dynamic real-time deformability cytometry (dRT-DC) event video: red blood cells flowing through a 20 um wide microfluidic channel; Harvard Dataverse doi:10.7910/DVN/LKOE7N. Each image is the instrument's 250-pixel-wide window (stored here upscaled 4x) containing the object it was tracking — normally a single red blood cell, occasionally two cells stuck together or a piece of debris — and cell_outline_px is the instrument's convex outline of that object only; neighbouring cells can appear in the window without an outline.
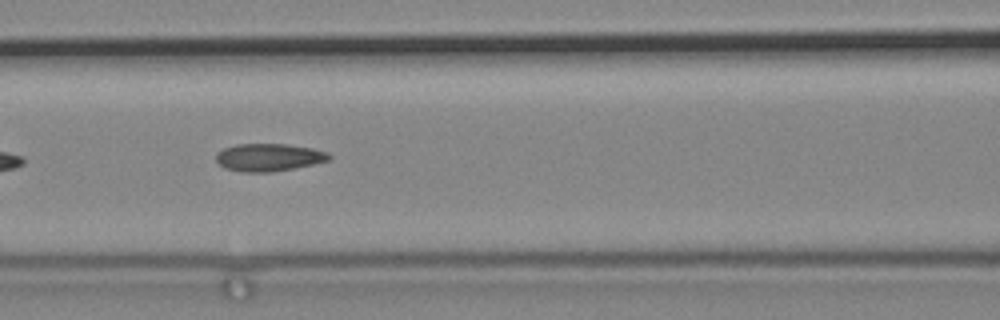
{"species": "common noctule bat (a hibernating species)", "species_latin": "Nyctalus noctula", "temperature_condition": "cold", "stored_images_in_passage": 7, "segment_of_instrument_passage": [1, 2], "camera_frame_rate_fps": 3000, "um_per_image_px": 0.085, "animal": {"sex": "male", "body_mass_g": 19.2, "forearm_length_mm": 51.8}, "frame": {"image": 1, "passage_image": 5, "time_ms": 1.333, "image_size_px": [1000, 320], "cell_outline_px": [[332, 156], [328, 160], [296, 168], [272, 172], [244, 172], [224, 168], [216, 160], [216, 152], [224, 148], [236, 144], [288, 144], [312, 148], [328, 152]], "centroid_in_image_um": [22.84, 13.37], "position_along_channel_um": 143.8, "area_um2": 18.26}}
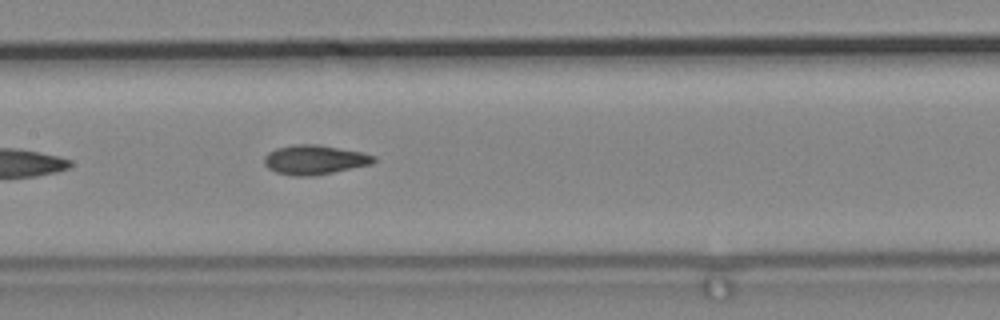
{"frame": {"image": 2, "passage_image": 6, "time_ms": 1.667, "image_size_px": [1000, 320], "cell_outline_px": [[376, 160], [372, 164], [332, 172], [304, 176], [296, 176], [276, 172], [268, 168], [264, 164], [264, 156], [268, 152], [276, 148], [296, 144], [316, 144], [364, 152], [376, 156]], "centroid_in_image_um": [26.74, 13.56], "position_along_channel_um": 180.7, "area_um2": 18.67}}